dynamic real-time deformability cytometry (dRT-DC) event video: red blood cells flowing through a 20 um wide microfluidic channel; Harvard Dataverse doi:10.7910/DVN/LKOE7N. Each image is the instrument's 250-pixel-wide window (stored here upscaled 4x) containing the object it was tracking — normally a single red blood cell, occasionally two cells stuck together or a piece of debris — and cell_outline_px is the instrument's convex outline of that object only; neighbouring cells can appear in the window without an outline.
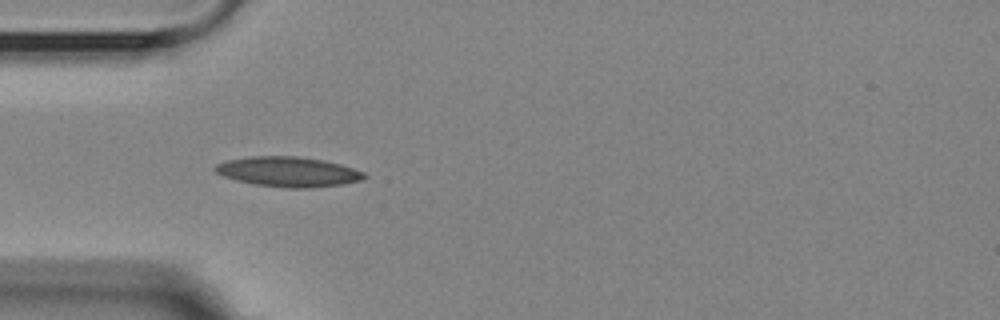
{"species": "Egyptian fruit bat (a non-hibernating species)", "species_latin": "Rousettus aegyptiacus", "temperature_condition": "room temperature", "stored_images_in_passage": 3, "camera_frame_rate_fps": 3000, "um_per_image_px": 0.085, "animal": {"sex": "female"}, "frame": {"image": 1, "passage_image": 2, "time_ms": 2.0, "image_size_px": [1000, 320], "cell_outline_px": [[368, 176], [360, 180], [340, 184], [308, 188], [288, 188], [252, 184], [236, 180], [224, 176], [216, 172], [212, 168], [216, 164], [224, 160], [252, 156], [296, 156], [324, 160], [340, 164], [364, 172]], "centroid_in_image_um": [24.45, 14.59], "position_along_channel_um": 60.5, "area_um2": 26.01}}
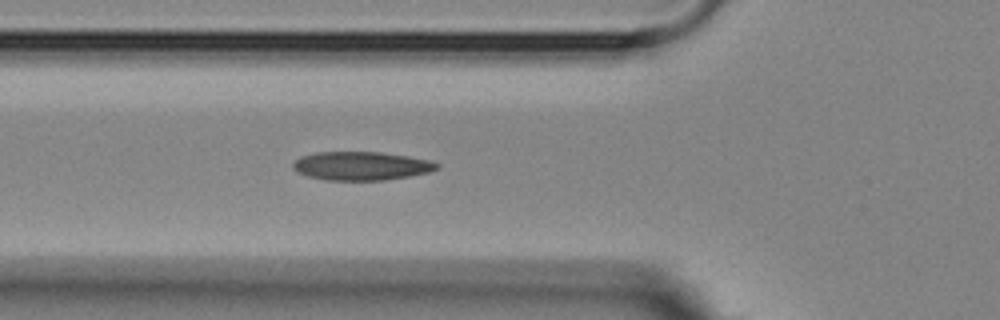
{"frame": {"image": 2, "passage_image": 3, "time_ms": 3.0, "image_size_px": [1000, 320], "cell_outline_px": [[440, 168], [428, 172], [408, 176], [384, 180], [324, 180], [308, 176], [296, 172], [292, 168], [292, 164], [300, 156], [316, 152], [380, 152], [408, 156], [428, 160], [440, 164]], "centroid_in_image_um": [30.68, 14.1], "position_along_channel_um": 95.1, "area_um2": 23.99}}